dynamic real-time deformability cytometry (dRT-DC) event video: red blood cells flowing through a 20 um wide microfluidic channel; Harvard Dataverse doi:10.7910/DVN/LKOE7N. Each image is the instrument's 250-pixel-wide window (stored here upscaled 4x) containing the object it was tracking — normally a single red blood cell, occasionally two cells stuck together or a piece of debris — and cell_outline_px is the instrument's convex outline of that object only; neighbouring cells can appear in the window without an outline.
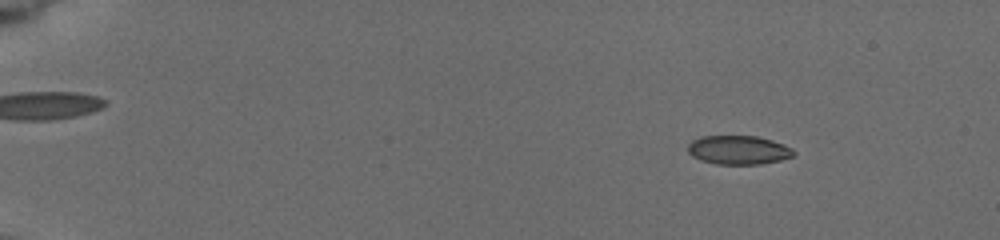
{"species": "common noctule bat (a hibernating species)", "species_latin": "Nyctalus noctula", "temperature_condition": "cold", "stored_images_in_passage": 16, "camera_frame_rate_fps": 3000, "um_per_image_px": 0.085, "animal": {"sex": "female", "body_mass_g": 19.5, "forearm_length_mm": 54.1}, "frame": {"image": 1, "passage_image": 4, "time_ms": 2.0, "image_size_px": [1000, 240], "cell_outline_px": [[796, 152], [792, 156], [780, 160], [760, 164], [716, 164], [700, 160], [692, 156], [688, 152], [688, 144], [692, 140], [700, 136], [756, 136], [772, 140], [784, 144], [792, 148]], "centroid_in_image_um": [62.76, 12.74], "position_along_channel_um": 22.2, "area_um2": 17.86}}
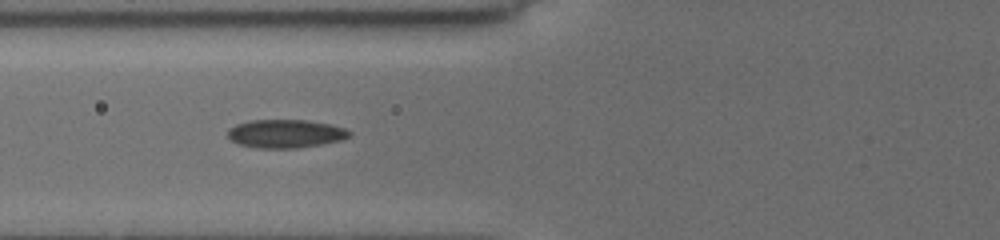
{"frame": {"image": 2, "passage_image": 13, "time_ms": 7.333, "image_size_px": [1000, 240], "cell_outline_px": [[352, 132], [348, 136], [340, 140], [320, 144], [296, 148], [260, 148], [240, 144], [232, 140], [228, 136], [228, 128], [236, 124], [248, 120], [308, 120], [332, 124], [344, 128]], "centroid_in_image_um": [24.26, 11.34], "position_along_channel_um": 101.5, "area_um2": 20.0}}
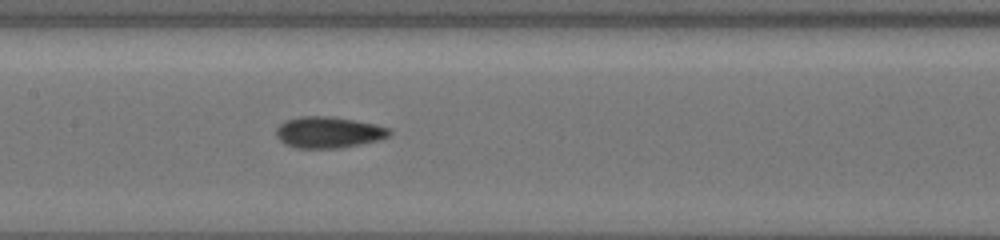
{"frame": {"image": 3, "passage_image": 16, "time_ms": 9.333, "image_size_px": [1000, 240], "cell_outline_px": [[392, 132], [388, 136], [380, 140], [340, 148], [292, 148], [284, 144], [276, 136], [276, 128], [284, 120], [300, 116], [332, 116], [376, 124], [392, 128]], "centroid_in_image_um": [27.92, 11.24], "position_along_channel_um": 179.5, "area_um2": 20.98}}